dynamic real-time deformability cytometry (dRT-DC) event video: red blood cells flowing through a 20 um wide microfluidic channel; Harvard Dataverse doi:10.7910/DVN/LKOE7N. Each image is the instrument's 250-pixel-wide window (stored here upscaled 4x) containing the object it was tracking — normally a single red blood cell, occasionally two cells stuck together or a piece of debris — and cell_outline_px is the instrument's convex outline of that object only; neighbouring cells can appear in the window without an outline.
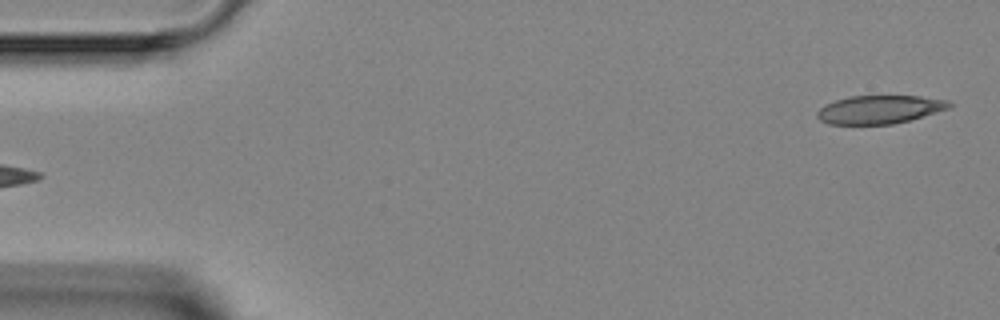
{"species": "Egyptian fruit bat (a non-hibernating species)", "species_latin": "Rousettus aegyptiacus", "temperature_condition": "room temperature", "stored_images_in_passage": 4, "segment_of_instrument_passage": [2, 2], "camera_frame_rate_fps": 3000, "um_per_image_px": 0.085, "animal": {"sex": "female"}, "frame": {"image": 1, "passage_image": 4, "time_ms": 3.667, "image_size_px": [1000, 320], "cell_outline_px": [[956, 104], [952, 108], [908, 120], [892, 124], [828, 124], [820, 120], [816, 116], [816, 112], [824, 104], [848, 96], [920, 96], [948, 100]], "centroid_in_image_um": [74.79, 9.3], "position_along_channel_um": 10.2, "area_um2": 21.96}}